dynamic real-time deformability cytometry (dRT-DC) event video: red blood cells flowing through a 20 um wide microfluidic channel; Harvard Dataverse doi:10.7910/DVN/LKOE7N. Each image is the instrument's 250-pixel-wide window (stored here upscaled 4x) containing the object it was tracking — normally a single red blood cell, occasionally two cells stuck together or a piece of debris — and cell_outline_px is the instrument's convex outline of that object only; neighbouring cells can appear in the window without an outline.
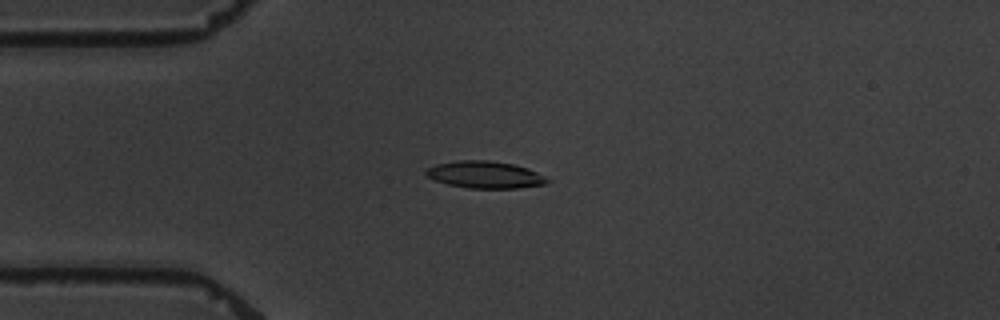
{"species": "common noctule bat (a hibernating species)", "species_latin": "Nyctalus noctula", "temperature_condition": "warm", "stored_images_in_passage": 9, "camera_frame_rate_fps": 3000, "um_per_image_px": 0.085, "animal": {"sex": "male", "body_mass_g": 19.5, "forearm_length_mm": 54.6}, "frame": {"image": 1, "passage_image": 3, "time_ms": 2.333, "image_size_px": [1000, 320], "cell_outline_px": [[552, 180], [548, 184], [516, 188], [468, 188], [448, 184], [436, 180], [428, 176], [424, 172], [428, 168], [436, 164], [456, 160], [488, 160], [512, 164], [528, 168]], "centroid_in_image_um": [41.26, 14.85], "position_along_channel_um": 43.7, "area_um2": 19.07}}
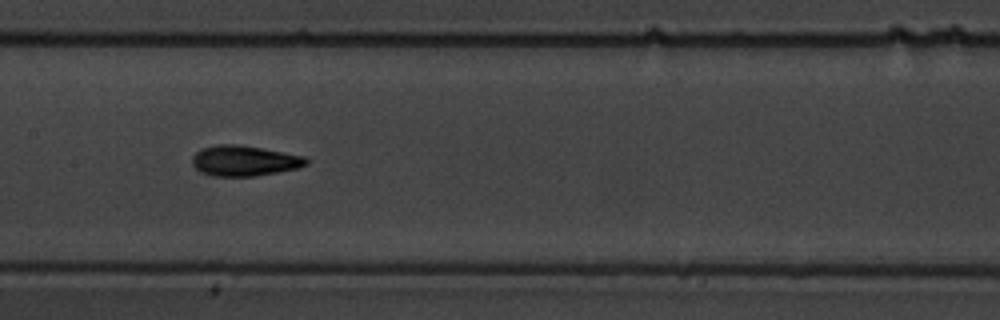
{"frame": {"image": 2, "passage_image": 7, "time_ms": 7.0, "image_size_px": [1000, 320], "cell_outline_px": [[308, 164], [296, 168], [276, 172], [252, 176], [212, 176], [200, 172], [192, 164], [192, 156], [200, 148], [216, 144], [236, 144], [284, 152], [304, 156], [308, 160]], "centroid_in_image_um": [20.71, 13.65], "position_along_channel_um": 186.7, "area_um2": 20.17}}
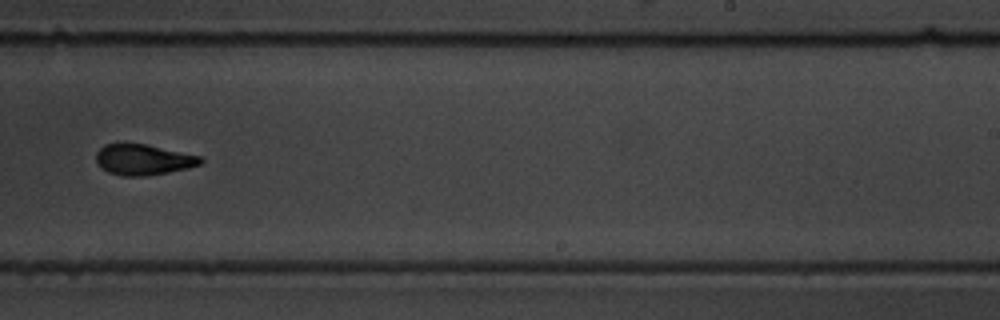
{"frame": {"image": 3, "passage_image": 9, "time_ms": 9.667, "image_size_px": [1000, 320], "cell_outline_px": [[204, 160], [200, 164], [188, 168], [168, 172], [144, 176], [124, 176], [108, 172], [96, 160], [96, 152], [104, 144], [120, 140], [124, 140], [148, 144], [200, 156]], "centroid_in_image_um": [12.14, 13.51], "position_along_channel_um": 276.9, "area_um2": 19.19}}